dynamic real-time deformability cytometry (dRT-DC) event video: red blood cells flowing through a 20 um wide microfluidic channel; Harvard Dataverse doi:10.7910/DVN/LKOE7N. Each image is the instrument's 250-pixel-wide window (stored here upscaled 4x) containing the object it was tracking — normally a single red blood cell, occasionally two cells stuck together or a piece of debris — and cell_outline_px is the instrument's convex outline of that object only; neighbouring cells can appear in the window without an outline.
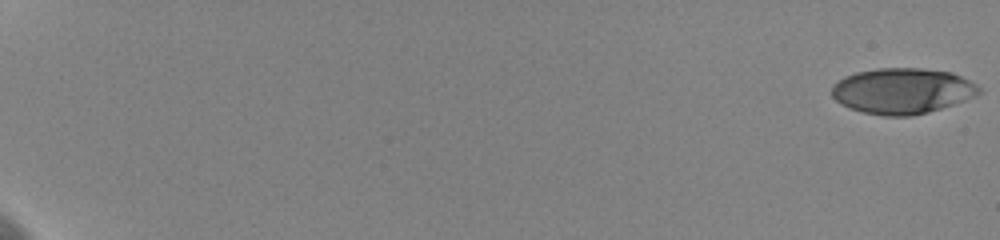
{"species": "human", "species_latin": "Homo sapiens", "temperature_condition": "cold", "stored_images_in_passage": 60, "camera_frame_rate_fps": 3000, "um_per_image_px": 0.085, "donor": {"sex": "female"}, "frame": {"image": 1, "passage_image": 1, "time_ms": 0.0, "image_size_px": [1000, 240], "cell_outline_px": [[980, 92], [976, 96], [928, 112], [912, 116], [884, 116], [864, 112], [840, 104], [832, 96], [832, 88], [844, 76], [856, 72], [876, 68], [920, 68], [952, 72], [976, 84], [980, 88]], "centroid_in_image_um": [76.7, 7.72], "position_along_channel_um": 8.3, "area_um2": 38.96}}
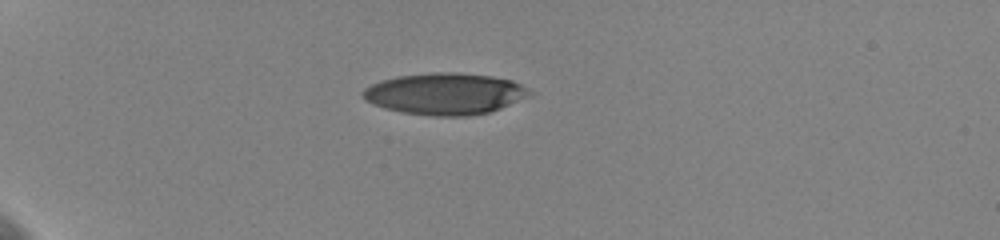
{"frame": {"image": 2, "passage_image": 19, "time_ms": 6.0, "image_size_px": [1000, 240], "cell_outline_px": [[532, 96], [500, 108], [488, 112], [468, 116], [432, 116], [400, 112], [384, 108], [372, 104], [364, 100], [360, 96], [360, 92], [364, 88], [380, 80], [396, 76], [432, 72], [456, 72], [492, 76], [512, 80], [520, 84], [532, 92]], "centroid_in_image_um": [37.78, 7.97], "position_along_channel_um": 47.2, "area_um2": 40.81}}
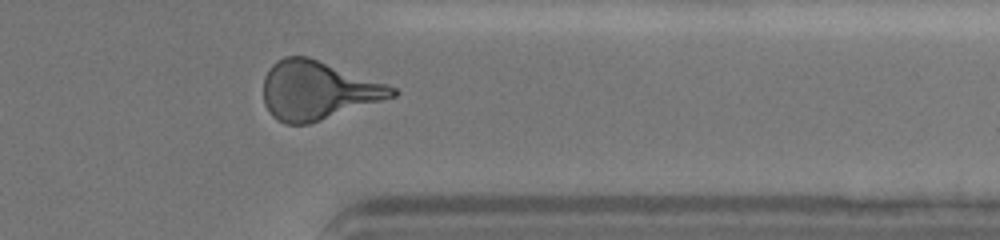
{"frame": {"image": 3, "passage_image": 51, "time_ms": 16.667, "image_size_px": [1000, 240], "cell_outline_px": [[400, 92], [396, 96], [308, 124], [284, 124], [276, 120], [268, 112], [264, 104], [264, 76], [268, 68], [276, 60], [284, 56], [308, 56], [396, 88]], "centroid_in_image_um": [26.95, 7.68], "position_along_channel_um": 384.4, "area_um2": 43.81}, "authors_computed_cell_mechanics": {"area_um2": 41.905, "velocity_mm_per_s": 3.6093, "shape_relaxation_time_tau1_ms": 4.5674, "shape_relaxation_time_tau2_ms": 1.7404, "deformation_change_tau1": 0.1933, "deformation_change_tau2": 0.1004}}